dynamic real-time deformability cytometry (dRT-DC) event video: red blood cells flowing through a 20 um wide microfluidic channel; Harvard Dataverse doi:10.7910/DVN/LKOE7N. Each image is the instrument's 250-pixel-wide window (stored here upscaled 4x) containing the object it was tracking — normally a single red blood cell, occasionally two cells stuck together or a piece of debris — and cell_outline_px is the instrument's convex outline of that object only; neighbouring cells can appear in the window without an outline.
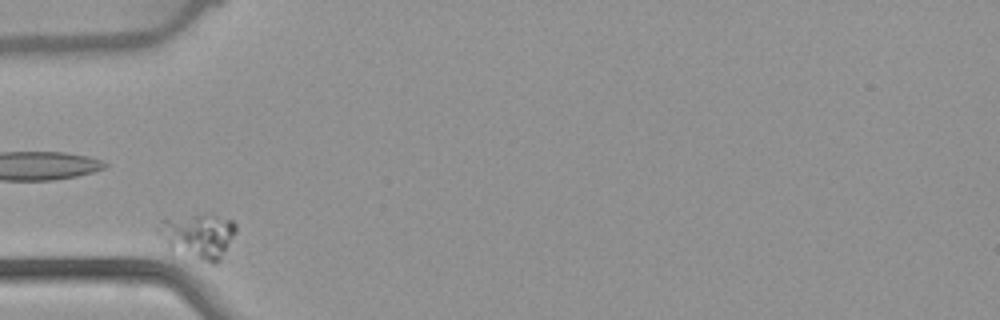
{"species": "common noctule bat (a hibernating species)", "species_latin": "Nyctalus noctula", "temperature_condition": "warm", "stored_images_in_passage": 30, "camera_frame_rate_fps": 3000, "um_per_image_px": 0.085, "animal": {"sex": "female", "body_mass_g": 22.7, "forearm_length_mm": 54.2}, "frame": {"image": 1, "passage_image": 1, "time_ms": 0.0, "image_size_px": [1000, 320], "cell_outline_px": [[236, 232], [220, 260], [216, 264], [212, 264], [172, 252], [168, 248], [156, 232], [156, 228], [160, 220], [200, 212], [208, 212], [232, 220], [236, 224]], "centroid_in_image_um": [16.81, 20.03], "position_along_channel_um": 68.2, "area_um2": 21.21}}
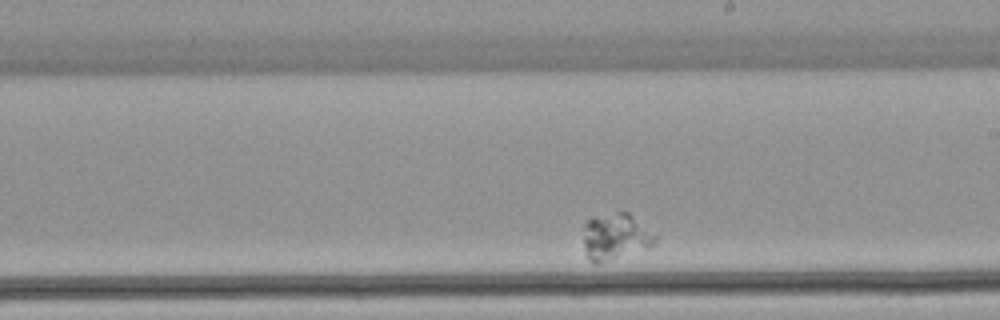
{"frame": {"image": 2, "passage_image": 18, "time_ms": 5.667, "image_size_px": [1000, 320], "cell_outline_px": [[656, 240], [648, 248], [596, 264], [588, 260], [584, 252], [584, 224], [592, 216], [616, 212], [628, 212], [656, 236]], "centroid_in_image_um": [52.26, 20.12], "position_along_channel_um": 236.7, "area_um2": 19.31}}
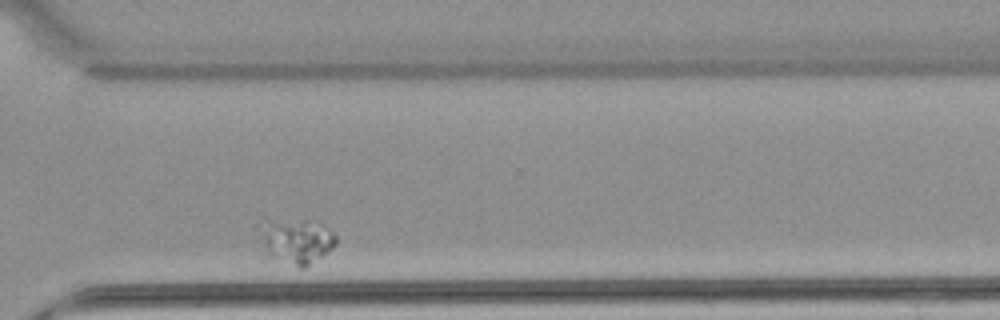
{"frame": {"image": 3, "passage_image": 28, "time_ms": 9.0, "image_size_px": [1000, 320], "cell_outline_px": [[336, 244], [332, 248], [304, 268], [300, 268], [272, 256], [268, 252], [252, 224], [264, 216], [320, 220], [336, 236]], "centroid_in_image_um": [25.08, 20.32], "position_along_channel_um": 345.5, "area_um2": 21.27}}